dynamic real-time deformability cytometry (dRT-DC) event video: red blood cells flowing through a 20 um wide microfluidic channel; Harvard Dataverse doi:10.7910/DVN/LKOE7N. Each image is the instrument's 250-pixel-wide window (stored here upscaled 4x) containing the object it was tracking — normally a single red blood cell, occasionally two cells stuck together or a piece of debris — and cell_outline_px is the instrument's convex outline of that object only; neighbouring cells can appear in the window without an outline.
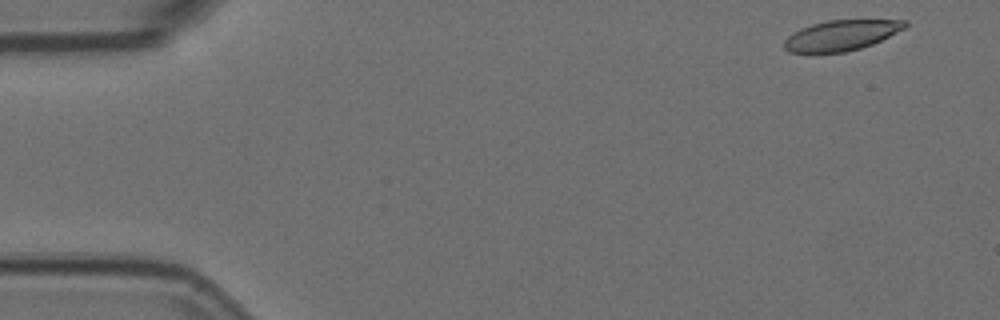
{"species": "Egyptian fruit bat (a non-hibernating species)", "species_latin": "Rousettus aegyptiacus", "temperature_condition": "room temperature", "stored_images_in_passage": 5, "camera_frame_rate_fps": 3000, "um_per_image_px": 0.085, "animal": {"sex": "female"}, "frame": {"image": 1, "passage_image": 1, "time_ms": 0.0, "image_size_px": [1000, 320], "cell_outline_px": [[908, 24], [904, 28], [872, 44], [860, 48], [844, 52], [788, 52], [784, 48], [784, 40], [792, 32], [800, 28], [812, 24], [828, 20], [908, 20]], "centroid_in_image_um": [71.47, 2.99], "position_along_channel_um": 13.5, "area_um2": 21.15}}
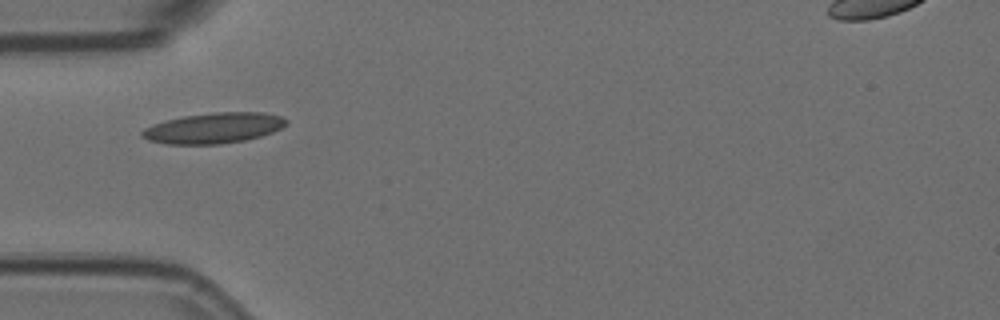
{"frame": {"image": 2, "passage_image": 5, "time_ms": 1.333, "image_size_px": [1000, 320], "cell_outline_px": [[288, 124], [272, 132], [260, 136], [244, 140], [220, 144], [168, 144], [148, 140], [140, 136], [140, 132], [144, 128], [152, 124], [184, 116], [212, 112], [264, 112], [280, 116], [288, 120]], "centroid_in_image_um": [18.15, 10.88], "position_along_channel_um": 66.8, "area_um2": 25.66}}